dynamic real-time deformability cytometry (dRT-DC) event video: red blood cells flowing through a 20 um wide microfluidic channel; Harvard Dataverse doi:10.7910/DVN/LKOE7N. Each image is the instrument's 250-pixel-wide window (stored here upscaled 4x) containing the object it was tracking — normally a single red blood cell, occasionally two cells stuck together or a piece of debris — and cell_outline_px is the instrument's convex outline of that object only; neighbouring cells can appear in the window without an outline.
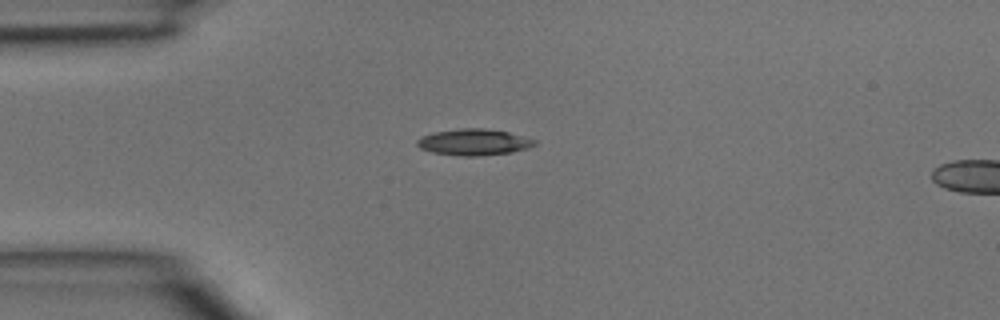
{"species": "common noctule bat (a hibernating species)", "species_latin": "Nyctalus noctula", "temperature_condition": "room temperature", "stored_images_in_passage": 2, "camera_frame_rate_fps": 3000, "um_per_image_px": 0.085, "animal": {"sex": "male", "body_mass_g": 15.6}, "frame": {"image": 1, "passage_image": 1, "time_ms": 0.0, "image_size_px": [1000, 320], "cell_outline_px": [[536, 144], [528, 148], [512, 152], [476, 156], [464, 156], [432, 152], [420, 148], [416, 144], [416, 140], [420, 136], [432, 132], [460, 128], [484, 128], [508, 132], [536, 140]], "centroid_in_image_um": [40.24, 12.07], "position_along_channel_um": 44.8, "area_um2": 18.03}}